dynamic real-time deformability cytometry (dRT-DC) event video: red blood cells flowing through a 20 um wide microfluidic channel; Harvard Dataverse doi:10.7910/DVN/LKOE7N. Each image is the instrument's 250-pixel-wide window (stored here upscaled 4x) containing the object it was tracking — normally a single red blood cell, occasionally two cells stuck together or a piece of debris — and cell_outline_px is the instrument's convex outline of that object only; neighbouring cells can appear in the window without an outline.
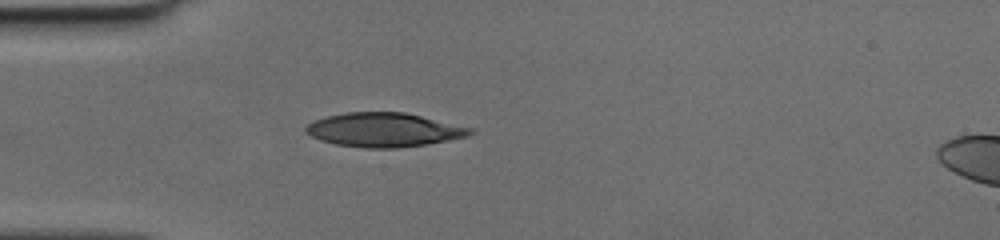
{"species": "human", "species_latin": "Homo sapiens", "temperature_condition": "cold", "stored_images_in_passage": 35, "camera_frame_rate_fps": 3000, "um_per_image_px": 0.085, "donor": {"sex": "female"}, "frame": {"image": 1, "passage_image": 1, "time_ms": 0.0, "image_size_px": [1000, 240], "cell_outline_px": [[476, 132], [468, 136], [424, 144], [396, 148], [364, 148], [336, 144], [320, 140], [304, 132], [304, 128], [312, 120], [344, 112], [404, 112], [476, 128]], "centroid_in_image_um": [32.64, 11.03], "position_along_channel_um": 52.4, "area_um2": 32.71}}
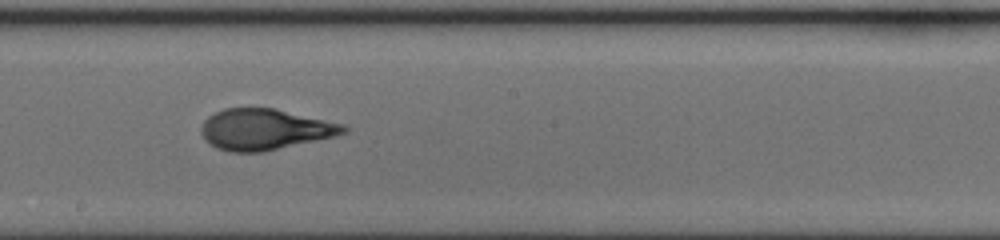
{"frame": {"image": 2, "passage_image": 14, "time_ms": 4.333, "image_size_px": [1000, 240], "cell_outline_px": [[348, 132], [336, 136], [260, 152], [228, 152], [216, 148], [208, 144], [204, 140], [200, 132], [200, 128], [204, 120], [208, 116], [224, 108], [272, 108], [344, 124], [348, 128]], "centroid_in_image_um": [22.46, 11.0], "position_along_channel_um": 225.7, "area_um2": 33.93}}
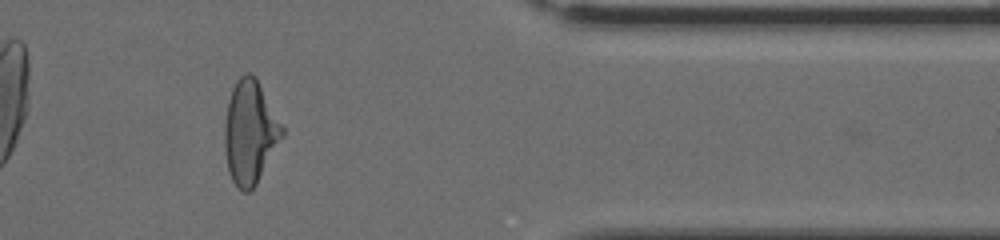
{"frame": {"image": 3, "passage_image": 27, "time_ms": 8.667, "image_size_px": [1000, 240], "cell_outline_px": [[284, 136], [256, 184], [248, 192], [244, 192], [232, 180], [228, 172], [224, 144], [224, 124], [228, 100], [232, 88], [236, 80], [244, 72], [252, 72], [256, 76], [284, 128]], "centroid_in_image_um": [21.25, 11.19], "position_along_channel_um": 390.2, "area_um2": 34.85}}